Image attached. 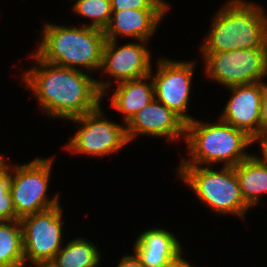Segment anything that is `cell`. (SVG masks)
<instances>
[{"instance_id": "1", "label": "cell", "mask_w": 267, "mask_h": 267, "mask_svg": "<svg viewBox=\"0 0 267 267\" xmlns=\"http://www.w3.org/2000/svg\"><path fill=\"white\" fill-rule=\"evenodd\" d=\"M24 71L23 81L49 116L70 120L97 109L113 82L93 79L84 69L60 67L41 60ZM81 70V71H80ZM110 84V85H109Z\"/></svg>"}, {"instance_id": "2", "label": "cell", "mask_w": 267, "mask_h": 267, "mask_svg": "<svg viewBox=\"0 0 267 267\" xmlns=\"http://www.w3.org/2000/svg\"><path fill=\"white\" fill-rule=\"evenodd\" d=\"M267 48V16L263 8L230 0L216 13L201 53Z\"/></svg>"}, {"instance_id": "3", "label": "cell", "mask_w": 267, "mask_h": 267, "mask_svg": "<svg viewBox=\"0 0 267 267\" xmlns=\"http://www.w3.org/2000/svg\"><path fill=\"white\" fill-rule=\"evenodd\" d=\"M44 24L43 38L34 52L41 60L72 69L82 66L87 73L101 68L106 41L103 30L88 24L79 28Z\"/></svg>"}, {"instance_id": "4", "label": "cell", "mask_w": 267, "mask_h": 267, "mask_svg": "<svg viewBox=\"0 0 267 267\" xmlns=\"http://www.w3.org/2000/svg\"><path fill=\"white\" fill-rule=\"evenodd\" d=\"M185 140L190 160L183 159L180 165L203 166L204 163L209 166L224 162V167H235L249 158L251 155L244 150L256 142L246 132L220 118L213 124L197 119L188 122Z\"/></svg>"}, {"instance_id": "5", "label": "cell", "mask_w": 267, "mask_h": 267, "mask_svg": "<svg viewBox=\"0 0 267 267\" xmlns=\"http://www.w3.org/2000/svg\"><path fill=\"white\" fill-rule=\"evenodd\" d=\"M177 170L203 204L216 213L244 218L249 206L242 197L234 167L214 171L208 166L180 165Z\"/></svg>"}, {"instance_id": "6", "label": "cell", "mask_w": 267, "mask_h": 267, "mask_svg": "<svg viewBox=\"0 0 267 267\" xmlns=\"http://www.w3.org/2000/svg\"><path fill=\"white\" fill-rule=\"evenodd\" d=\"M207 78L229 88L263 82L267 75V48L202 53Z\"/></svg>"}, {"instance_id": "7", "label": "cell", "mask_w": 267, "mask_h": 267, "mask_svg": "<svg viewBox=\"0 0 267 267\" xmlns=\"http://www.w3.org/2000/svg\"><path fill=\"white\" fill-rule=\"evenodd\" d=\"M52 161L41 157L12 167L11 195L16 220L60 205L58 194L52 199L47 197Z\"/></svg>"}, {"instance_id": "8", "label": "cell", "mask_w": 267, "mask_h": 267, "mask_svg": "<svg viewBox=\"0 0 267 267\" xmlns=\"http://www.w3.org/2000/svg\"><path fill=\"white\" fill-rule=\"evenodd\" d=\"M60 207L57 205L20 219L25 262L46 267L61 249L63 209Z\"/></svg>"}, {"instance_id": "9", "label": "cell", "mask_w": 267, "mask_h": 267, "mask_svg": "<svg viewBox=\"0 0 267 267\" xmlns=\"http://www.w3.org/2000/svg\"><path fill=\"white\" fill-rule=\"evenodd\" d=\"M101 106L92 112L70 119L82 125L65 149L73 153L104 156L121 150L127 145L126 127L103 119Z\"/></svg>"}, {"instance_id": "10", "label": "cell", "mask_w": 267, "mask_h": 267, "mask_svg": "<svg viewBox=\"0 0 267 267\" xmlns=\"http://www.w3.org/2000/svg\"><path fill=\"white\" fill-rule=\"evenodd\" d=\"M196 62L172 61L170 59H159L158 70L154 76L155 99L167 108L175 112L186 123L194 118L185 114L188 109V100L191 81Z\"/></svg>"}, {"instance_id": "11", "label": "cell", "mask_w": 267, "mask_h": 267, "mask_svg": "<svg viewBox=\"0 0 267 267\" xmlns=\"http://www.w3.org/2000/svg\"><path fill=\"white\" fill-rule=\"evenodd\" d=\"M266 86L259 82L229 87L232 95L220 119L243 130L255 141L261 139V102Z\"/></svg>"}, {"instance_id": "12", "label": "cell", "mask_w": 267, "mask_h": 267, "mask_svg": "<svg viewBox=\"0 0 267 267\" xmlns=\"http://www.w3.org/2000/svg\"><path fill=\"white\" fill-rule=\"evenodd\" d=\"M148 41L127 43L117 47L116 40H106L102 51V64L100 70L108 73L119 83L126 80H136L150 75V52L146 48ZM118 48V49H117Z\"/></svg>"}, {"instance_id": "13", "label": "cell", "mask_w": 267, "mask_h": 267, "mask_svg": "<svg viewBox=\"0 0 267 267\" xmlns=\"http://www.w3.org/2000/svg\"><path fill=\"white\" fill-rule=\"evenodd\" d=\"M126 124L128 141L139 134L167 137L170 142H176L181 135L186 137L187 123L156 99L138 111Z\"/></svg>"}, {"instance_id": "14", "label": "cell", "mask_w": 267, "mask_h": 267, "mask_svg": "<svg viewBox=\"0 0 267 267\" xmlns=\"http://www.w3.org/2000/svg\"><path fill=\"white\" fill-rule=\"evenodd\" d=\"M168 9H125L112 11L109 24L104 30L106 40L117 36L148 41Z\"/></svg>"}, {"instance_id": "15", "label": "cell", "mask_w": 267, "mask_h": 267, "mask_svg": "<svg viewBox=\"0 0 267 267\" xmlns=\"http://www.w3.org/2000/svg\"><path fill=\"white\" fill-rule=\"evenodd\" d=\"M133 249L144 267H167L182 247L168 230L153 228L137 237Z\"/></svg>"}, {"instance_id": "16", "label": "cell", "mask_w": 267, "mask_h": 267, "mask_svg": "<svg viewBox=\"0 0 267 267\" xmlns=\"http://www.w3.org/2000/svg\"><path fill=\"white\" fill-rule=\"evenodd\" d=\"M151 78V82L146 81ZM145 81V82H144ZM111 97V106L123 113L127 123L138 111L155 100L152 76L119 82Z\"/></svg>"}, {"instance_id": "17", "label": "cell", "mask_w": 267, "mask_h": 267, "mask_svg": "<svg viewBox=\"0 0 267 267\" xmlns=\"http://www.w3.org/2000/svg\"><path fill=\"white\" fill-rule=\"evenodd\" d=\"M234 169L245 203L249 207L257 205L260 196L267 193V163L251 154Z\"/></svg>"}, {"instance_id": "18", "label": "cell", "mask_w": 267, "mask_h": 267, "mask_svg": "<svg viewBox=\"0 0 267 267\" xmlns=\"http://www.w3.org/2000/svg\"><path fill=\"white\" fill-rule=\"evenodd\" d=\"M62 248L46 267H97L100 262L97 246L83 238L73 239Z\"/></svg>"}, {"instance_id": "19", "label": "cell", "mask_w": 267, "mask_h": 267, "mask_svg": "<svg viewBox=\"0 0 267 267\" xmlns=\"http://www.w3.org/2000/svg\"><path fill=\"white\" fill-rule=\"evenodd\" d=\"M0 267H25L20 220L0 223Z\"/></svg>"}, {"instance_id": "20", "label": "cell", "mask_w": 267, "mask_h": 267, "mask_svg": "<svg viewBox=\"0 0 267 267\" xmlns=\"http://www.w3.org/2000/svg\"><path fill=\"white\" fill-rule=\"evenodd\" d=\"M73 11L80 16L90 18L92 28L105 30L112 14L111 0H76Z\"/></svg>"}, {"instance_id": "21", "label": "cell", "mask_w": 267, "mask_h": 267, "mask_svg": "<svg viewBox=\"0 0 267 267\" xmlns=\"http://www.w3.org/2000/svg\"><path fill=\"white\" fill-rule=\"evenodd\" d=\"M4 162L0 167V223L16 220L12 202V168ZM10 172V173H9Z\"/></svg>"}, {"instance_id": "22", "label": "cell", "mask_w": 267, "mask_h": 267, "mask_svg": "<svg viewBox=\"0 0 267 267\" xmlns=\"http://www.w3.org/2000/svg\"><path fill=\"white\" fill-rule=\"evenodd\" d=\"M112 11L125 9H169L165 0H111Z\"/></svg>"}, {"instance_id": "23", "label": "cell", "mask_w": 267, "mask_h": 267, "mask_svg": "<svg viewBox=\"0 0 267 267\" xmlns=\"http://www.w3.org/2000/svg\"><path fill=\"white\" fill-rule=\"evenodd\" d=\"M267 138V86L264 89L261 102V139Z\"/></svg>"}, {"instance_id": "24", "label": "cell", "mask_w": 267, "mask_h": 267, "mask_svg": "<svg viewBox=\"0 0 267 267\" xmlns=\"http://www.w3.org/2000/svg\"><path fill=\"white\" fill-rule=\"evenodd\" d=\"M117 267H144V266L141 264V261L134 253V255L130 254L121 258V261Z\"/></svg>"}, {"instance_id": "25", "label": "cell", "mask_w": 267, "mask_h": 267, "mask_svg": "<svg viewBox=\"0 0 267 267\" xmlns=\"http://www.w3.org/2000/svg\"><path fill=\"white\" fill-rule=\"evenodd\" d=\"M167 267H193L188 260L182 258V250L169 262Z\"/></svg>"}, {"instance_id": "26", "label": "cell", "mask_w": 267, "mask_h": 267, "mask_svg": "<svg viewBox=\"0 0 267 267\" xmlns=\"http://www.w3.org/2000/svg\"><path fill=\"white\" fill-rule=\"evenodd\" d=\"M260 141L261 151H262V159L267 163V138L258 139Z\"/></svg>"}, {"instance_id": "27", "label": "cell", "mask_w": 267, "mask_h": 267, "mask_svg": "<svg viewBox=\"0 0 267 267\" xmlns=\"http://www.w3.org/2000/svg\"><path fill=\"white\" fill-rule=\"evenodd\" d=\"M5 161H4V156L3 155H0V167H1V165L4 163Z\"/></svg>"}]
</instances>
